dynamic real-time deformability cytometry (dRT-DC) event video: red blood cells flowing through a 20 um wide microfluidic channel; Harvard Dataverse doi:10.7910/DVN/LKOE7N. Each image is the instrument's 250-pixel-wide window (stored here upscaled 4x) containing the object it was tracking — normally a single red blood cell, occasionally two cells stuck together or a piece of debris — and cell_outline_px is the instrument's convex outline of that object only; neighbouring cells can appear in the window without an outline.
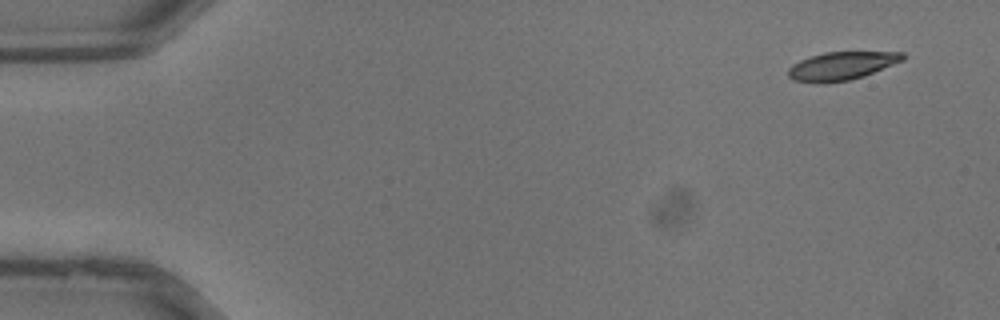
{"species": "common noctule bat (a hibernating species)", "species_latin": "Nyctalus noctula", "temperature_condition": "warm", "stored_images_in_passage": 35, "camera_frame_rate_fps": 3000, "um_per_image_px": 0.085, "animal": {"sex": "male", "body_mass_g": 13.3}, "frame": {"image": 1, "passage_image": 1, "time_ms": 0.0, "image_size_px": [1000, 320], "cell_outline_px": [[904, 60], [864, 76], [848, 80], [820, 84], [792, 80], [788, 76], [788, 68], [792, 64], [800, 60], [824, 52], [904, 52]], "centroid_in_image_um": [71.5, 5.61], "position_along_channel_um": 13.5, "area_um2": 18.84}}
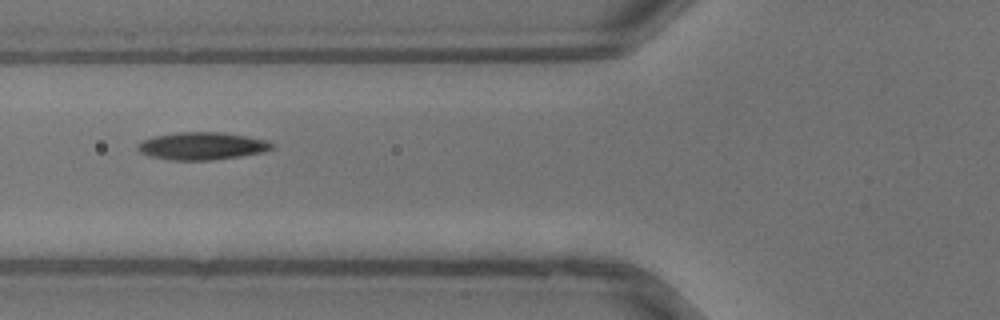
{"frame": {"image": 2, "passage_image": 13, "time_ms": 4.0, "image_size_px": [1000, 320], "cell_outline_px": [[276, 144], [272, 148], [264, 152], [240, 156], [212, 160], [172, 160], [148, 156], [140, 152], [136, 148], [136, 144], [152, 136], [180, 132], [220, 132], [244, 136], [264, 140]], "centroid_in_image_um": [17.13, 12.41], "position_along_channel_um": 108.7, "area_um2": 21.5}}
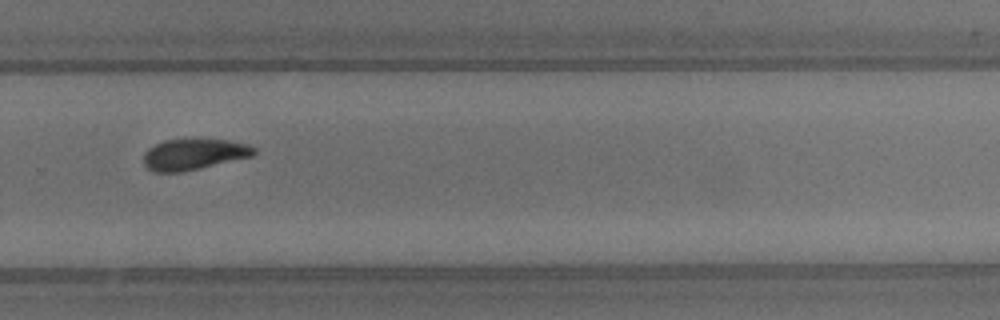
{"frame": {"image": 3, "passage_image": 24, "time_ms": 7.667, "image_size_px": [1000, 320], "cell_outline_px": [[256, 152], [252, 156], [184, 172], [152, 172], [144, 164], [144, 152], [148, 148], [164, 140], [224, 140], [248, 144], [256, 148]], "centroid_in_image_um": [16.46, 13.13], "position_along_channel_um": 313.3, "area_um2": 19.77}}